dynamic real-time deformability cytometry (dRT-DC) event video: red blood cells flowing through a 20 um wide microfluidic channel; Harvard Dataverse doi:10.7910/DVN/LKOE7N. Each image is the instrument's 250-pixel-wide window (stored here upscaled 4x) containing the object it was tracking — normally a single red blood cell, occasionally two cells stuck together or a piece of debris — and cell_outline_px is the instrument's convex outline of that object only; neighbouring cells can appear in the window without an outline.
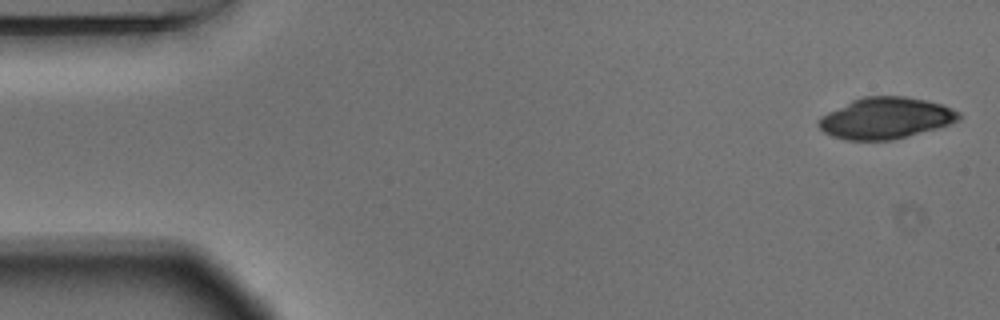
{"species": "Egyptian fruit bat (a non-hibernating species)", "species_latin": "Rousettus aegyptiacus", "temperature_condition": "warm", "stored_images_in_passage": 6, "camera_frame_rate_fps": 3000, "um_per_image_px": 0.085, "animal": {"sex": "male"}, "frame": {"image": 1, "passage_image": 1, "time_ms": 0.0, "image_size_px": [1000, 320], "cell_outline_px": [[960, 120], [936, 128], [892, 140], [844, 140], [832, 136], [824, 132], [816, 124], [820, 116], [852, 100], [864, 96], [904, 96], [928, 100], [944, 104], [960, 112]], "centroid_in_image_um": [75.27, 10.03], "position_along_channel_um": 9.7, "area_um2": 33.81}}